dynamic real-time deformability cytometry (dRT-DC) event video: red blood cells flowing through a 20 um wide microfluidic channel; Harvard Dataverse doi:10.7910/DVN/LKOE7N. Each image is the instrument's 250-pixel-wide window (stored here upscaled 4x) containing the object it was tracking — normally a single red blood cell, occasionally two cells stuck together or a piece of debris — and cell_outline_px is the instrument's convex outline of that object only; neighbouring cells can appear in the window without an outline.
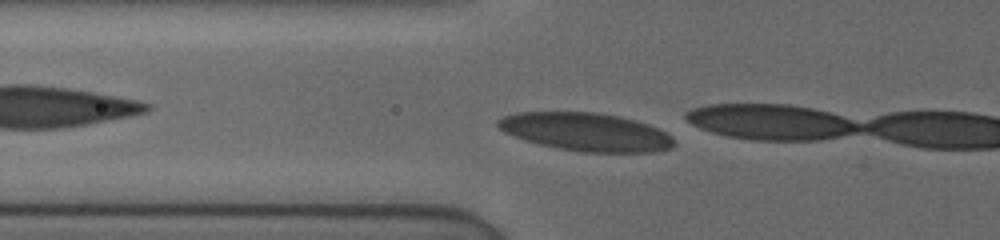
{"species": "human", "species_latin": "Homo sapiens", "temperature_condition": "cold", "stored_images_in_passage": 15, "camera_frame_rate_fps": 3000, "um_per_image_px": 0.085, "donor": {"sex": "female"}, "frame": {"image": 1, "passage_image": 12, "time_ms": 3.0, "image_size_px": [1000, 240], "cell_outline_px": [[676, 144], [672, 148], [652, 152], [584, 152], [556, 148], [524, 140], [504, 132], [496, 124], [496, 120], [504, 116], [516, 112], [596, 112], [620, 116], [636, 120], [648, 124], [672, 136]], "centroid_in_image_um": [49.8, 11.21], "position_along_channel_um": 76.0, "area_um2": 39.25}}